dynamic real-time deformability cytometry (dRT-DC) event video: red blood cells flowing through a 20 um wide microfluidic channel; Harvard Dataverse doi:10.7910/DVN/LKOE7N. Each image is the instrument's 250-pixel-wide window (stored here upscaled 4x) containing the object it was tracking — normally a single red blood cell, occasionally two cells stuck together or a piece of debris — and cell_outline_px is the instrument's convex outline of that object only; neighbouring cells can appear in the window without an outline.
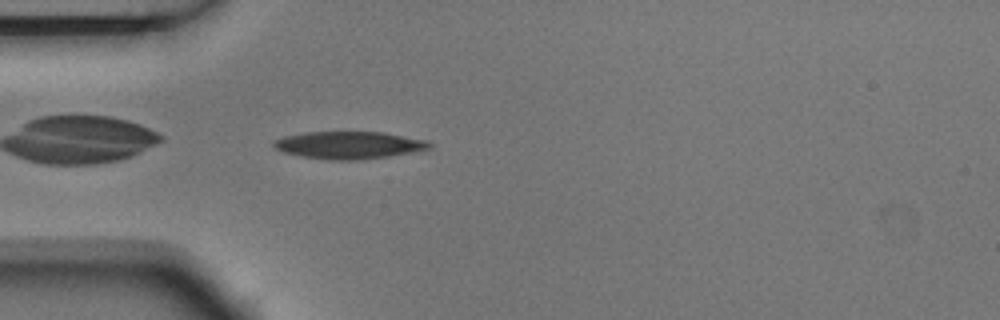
{"species": "Egyptian fruit bat (a non-hibernating species)", "species_latin": "Rousettus aegyptiacus", "temperature_condition": "room temperature", "stored_images_in_passage": 5, "camera_frame_rate_fps": 3000, "um_per_image_px": 0.085, "animal": {"sex": "male"}, "frame": {"image": 1, "passage_image": 5, "time_ms": 1.333, "image_size_px": [1000, 320], "cell_outline_px": [[432, 148], [412, 152], [388, 156], [356, 160], [328, 160], [300, 156], [284, 152], [276, 148], [272, 144], [272, 140], [284, 136], [304, 132], [384, 132], [428, 140], [432, 144]], "centroid_in_image_um": [29.66, 12.33], "position_along_channel_um": 55.3, "area_um2": 24.97}}